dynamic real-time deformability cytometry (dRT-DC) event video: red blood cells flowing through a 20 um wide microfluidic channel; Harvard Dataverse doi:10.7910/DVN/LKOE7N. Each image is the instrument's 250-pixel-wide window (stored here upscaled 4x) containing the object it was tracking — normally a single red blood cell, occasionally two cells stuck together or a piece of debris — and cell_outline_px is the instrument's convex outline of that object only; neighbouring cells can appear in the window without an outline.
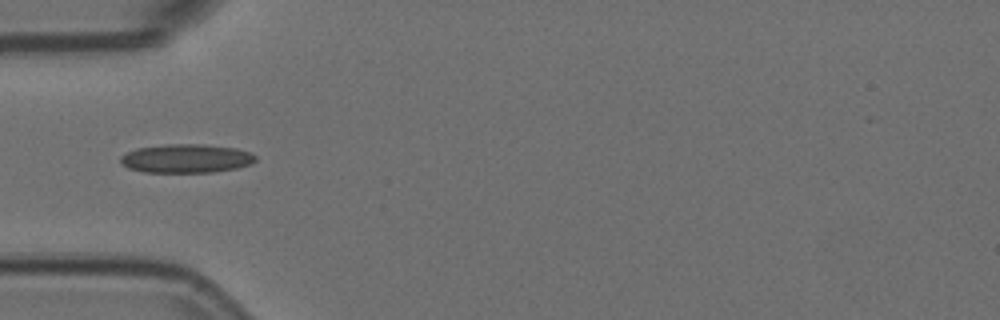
{"species": "Egyptian fruit bat (a non-hibernating species)", "species_latin": "Rousettus aegyptiacus", "temperature_condition": "room temperature", "stored_images_in_passage": 5, "camera_frame_rate_fps": 3000, "um_per_image_px": 0.085, "animal": {"sex": "female"}, "frame": {"image": 1, "passage_image": 1, "time_ms": 0.0, "image_size_px": [1000, 320], "cell_outline_px": [[256, 160], [252, 164], [236, 168], [212, 172], [144, 172], [128, 168], [120, 164], [120, 156], [136, 148], [168, 144], [204, 144], [236, 148], [248, 152], [256, 156]], "centroid_in_image_um": [15.81, 13.47], "position_along_channel_um": 69.2, "area_um2": 22.66}}
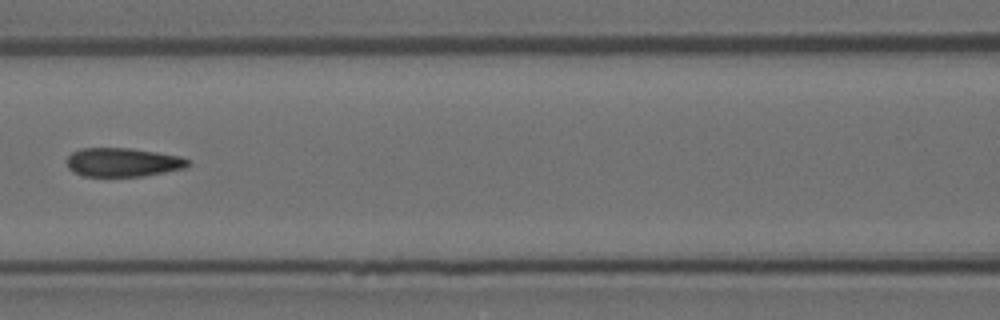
{"frame": {"image": 2, "passage_image": 3, "time_ms": 0.667, "image_size_px": [1000, 320], "cell_outline_px": [[192, 164], [184, 168], [144, 176], [84, 176], [72, 172], [68, 168], [68, 156], [72, 152], [80, 148], [128, 148], [156, 152], [180, 156], [188, 160]], "centroid_in_image_um": [10.43, 13.79], "position_along_channel_um": 156.2, "area_um2": 20.29}}
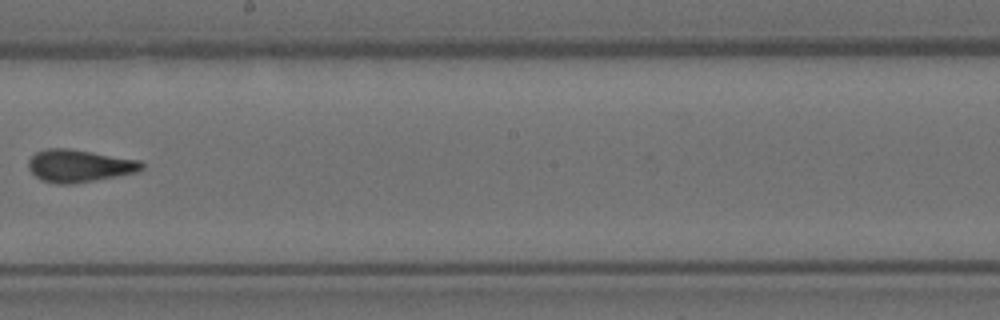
{"frame": {"image": 3, "passage_image": 5, "time_ms": 1.333, "image_size_px": [1000, 320], "cell_outline_px": [[144, 168], [136, 172], [116, 176], [72, 184], [56, 184], [40, 180], [28, 168], [28, 160], [36, 152], [48, 148], [68, 148], [140, 160], [144, 164]], "centroid_in_image_um": [6.72, 14.09], "position_along_channel_um": 241.5, "area_um2": 21.39}}